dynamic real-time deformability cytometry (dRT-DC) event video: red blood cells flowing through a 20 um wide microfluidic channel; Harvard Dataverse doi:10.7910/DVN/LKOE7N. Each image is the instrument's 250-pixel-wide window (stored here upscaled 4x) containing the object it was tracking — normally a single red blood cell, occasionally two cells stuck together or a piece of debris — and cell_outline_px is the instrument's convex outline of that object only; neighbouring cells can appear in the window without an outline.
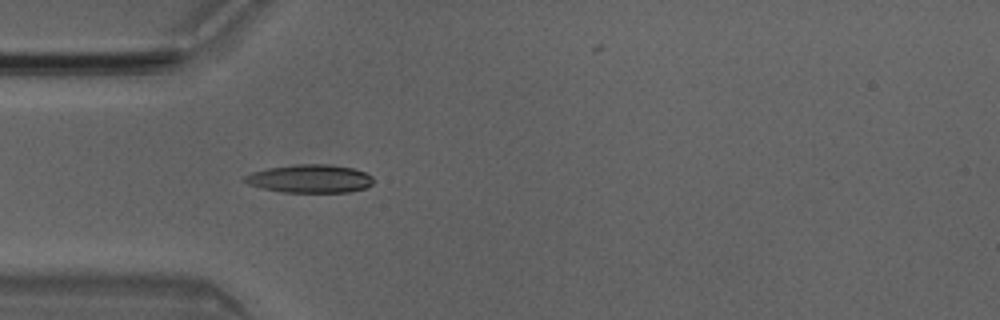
{"species": "Egyptian fruit bat (a non-hibernating species)", "species_latin": "Rousettus aegyptiacus", "temperature_condition": "room temperature", "stored_images_in_passage": 4, "camera_frame_rate_fps": 3000, "um_per_image_px": 0.085, "animal": {"sex": "male"}, "frame": {"image": 1, "passage_image": 4, "time_ms": 1.0, "image_size_px": [1000, 320], "cell_outline_px": [[372, 184], [368, 188], [348, 192], [280, 192], [248, 184], [240, 180], [244, 176], [252, 172], [268, 168], [300, 164], [328, 164], [352, 168], [364, 172], [372, 176]], "centroid_in_image_um": [26.33, 15.19], "position_along_channel_um": 58.7, "area_um2": 21.15}}